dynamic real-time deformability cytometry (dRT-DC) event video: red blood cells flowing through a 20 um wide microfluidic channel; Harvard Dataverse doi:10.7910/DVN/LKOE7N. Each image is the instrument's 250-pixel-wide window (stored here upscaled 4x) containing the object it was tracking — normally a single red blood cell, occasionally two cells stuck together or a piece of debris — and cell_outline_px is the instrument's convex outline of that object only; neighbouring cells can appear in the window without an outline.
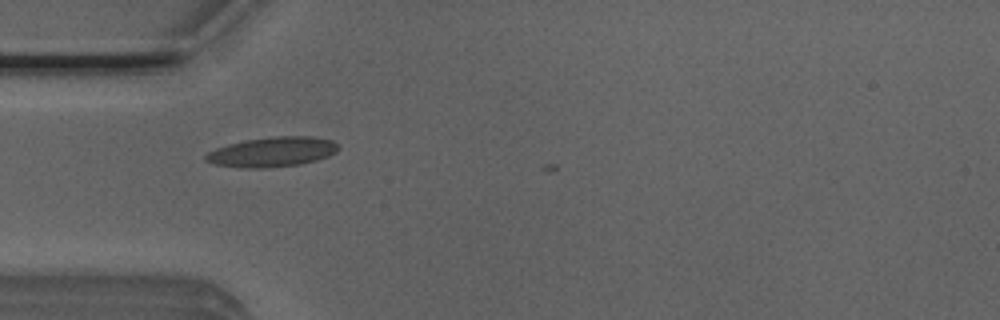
{"species": "Egyptian fruit bat (a non-hibernating species)", "species_latin": "Rousettus aegyptiacus", "temperature_condition": "room temperature", "stored_images_in_passage": 6, "camera_frame_rate_fps": 3000, "um_per_image_px": 0.085, "animal": {"sex": "male"}, "frame": {"image": 1, "passage_image": 4, "time_ms": 1.0, "image_size_px": [1000, 320], "cell_outline_px": [[340, 148], [336, 152], [328, 156], [316, 160], [300, 164], [264, 168], [248, 168], [216, 164], [204, 160], [204, 156], [208, 152], [216, 148], [228, 144], [244, 140], [272, 136], [312, 136], [332, 140]], "centroid_in_image_um": [23.15, 12.9], "position_along_channel_um": 61.9, "area_um2": 23.0}}